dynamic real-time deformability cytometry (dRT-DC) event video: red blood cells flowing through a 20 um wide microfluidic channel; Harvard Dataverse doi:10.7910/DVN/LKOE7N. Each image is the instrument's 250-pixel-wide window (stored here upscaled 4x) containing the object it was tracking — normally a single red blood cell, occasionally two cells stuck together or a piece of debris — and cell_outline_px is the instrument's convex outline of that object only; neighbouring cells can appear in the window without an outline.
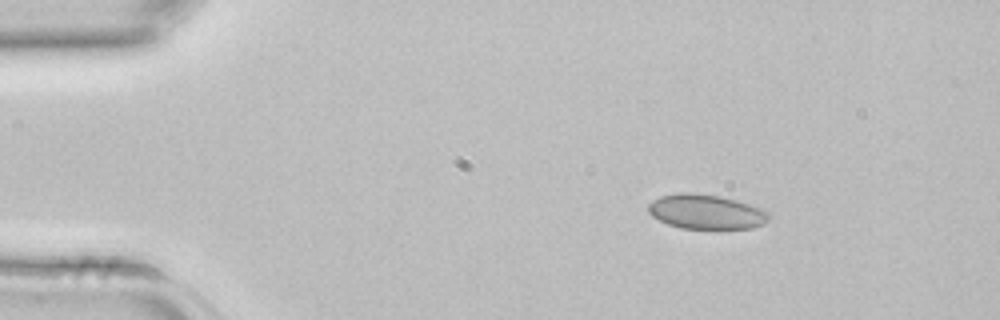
{"species": "common noctule bat (a hibernating species)", "species_latin": "Nyctalus noctula", "temperature_condition": "room temperature", "stored_images_in_passage": 2, "camera_frame_rate_fps": 3000, "um_per_image_px": 0.085, "animal": {"sex": "female", "body_mass_g": 22.7, "forearm_length_mm": 54.2}, "frame": {"image": 1, "passage_image": 1, "time_ms": 0.0, "image_size_px": [1000, 320], "cell_outline_px": [[772, 216], [764, 224], [752, 228], [680, 228], [668, 224], [652, 216], [648, 212], [648, 204], [652, 200], [660, 196], [680, 192], [688, 192], [720, 196], [736, 200], [764, 208]], "centroid_in_image_um": [60.04, 17.99], "position_along_channel_um": 25.0, "area_um2": 24.45}}
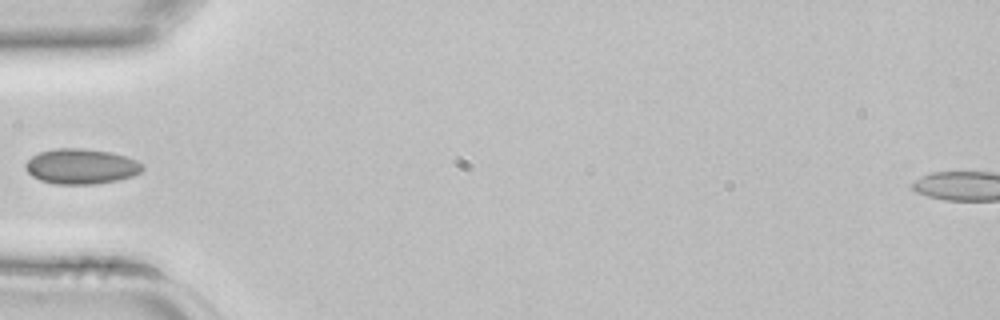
{"frame": {"image": 2, "passage_image": 2, "time_ms": 0.333, "image_size_px": [1000, 320], "cell_outline_px": [[144, 168], [140, 172], [132, 176], [116, 180], [92, 184], [56, 184], [40, 180], [32, 176], [24, 168], [24, 164], [32, 156], [40, 152], [56, 148], [80, 148], [112, 152], [136, 160], [144, 164]], "centroid_in_image_um": [6.88, 14.14], "position_along_channel_um": 78.1, "area_um2": 23.99}}